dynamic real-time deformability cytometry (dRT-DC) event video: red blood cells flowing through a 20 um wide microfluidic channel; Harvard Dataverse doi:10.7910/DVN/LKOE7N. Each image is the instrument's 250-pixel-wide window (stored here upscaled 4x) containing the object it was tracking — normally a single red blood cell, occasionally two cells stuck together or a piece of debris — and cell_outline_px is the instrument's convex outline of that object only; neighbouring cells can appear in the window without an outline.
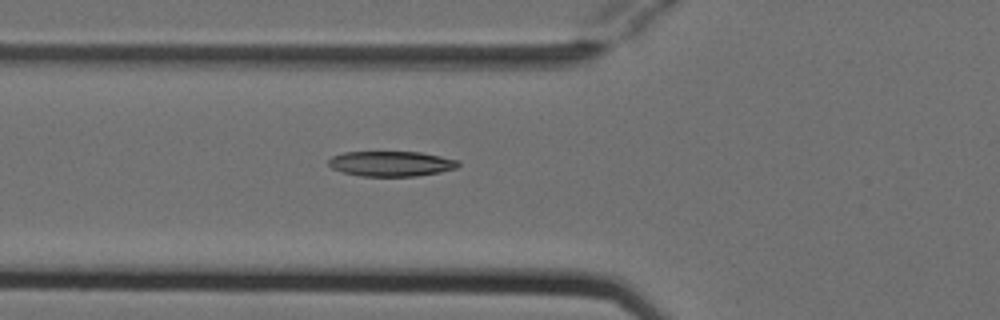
{"species": "Egyptian fruit bat (a non-hibernating species)", "species_latin": "Rousettus aegyptiacus", "temperature_condition": "cold", "stored_images_in_passage": 5, "camera_frame_rate_fps": 3000, "um_per_image_px": 0.085, "animal": {"sex": "female"}, "frame": {"image": 1, "passage_image": 5, "time_ms": 1.333, "image_size_px": [1000, 320], "cell_outline_px": [[460, 164], [456, 168], [440, 172], [416, 176], [360, 176], [344, 172], [332, 168], [328, 164], [328, 160], [332, 156], [344, 152], [420, 152], [460, 160]], "centroid_in_image_um": [33.26, 13.91], "position_along_channel_um": 92.5, "area_um2": 19.02}}